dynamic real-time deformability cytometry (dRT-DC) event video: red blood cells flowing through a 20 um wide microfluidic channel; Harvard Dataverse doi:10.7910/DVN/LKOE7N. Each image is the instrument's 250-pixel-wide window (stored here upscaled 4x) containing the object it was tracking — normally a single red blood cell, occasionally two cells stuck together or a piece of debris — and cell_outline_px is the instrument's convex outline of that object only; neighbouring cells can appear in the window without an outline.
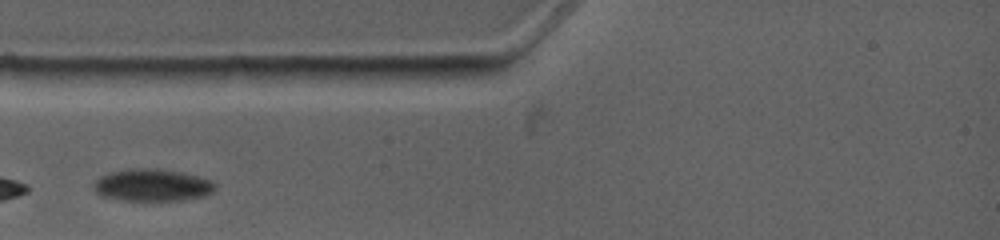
{"species": "common noctule bat (a hibernating species)", "species_latin": "Nyctalus noctula", "temperature_condition": "warm", "stored_images_in_passage": 3, "camera_frame_rate_fps": 4500, "um_per_image_px": 0.085, "animal": {"sex": "female", "body_mass_g": 19.0, "forearm_length_mm": 53.3}, "frame": {"image": 1, "passage_image": 1, "time_ms": 0.0, "image_size_px": [1000, 240], "cell_outline_px": [[216, 188], [212, 192], [204, 196], [184, 200], [124, 200], [100, 196], [96, 192], [96, 180], [100, 176], [108, 172], [128, 168], [156, 168], [184, 172], [212, 180]], "centroid_in_image_um": [12.96, 15.72], "position_along_channel_um": 72.0, "area_um2": 22.89}}
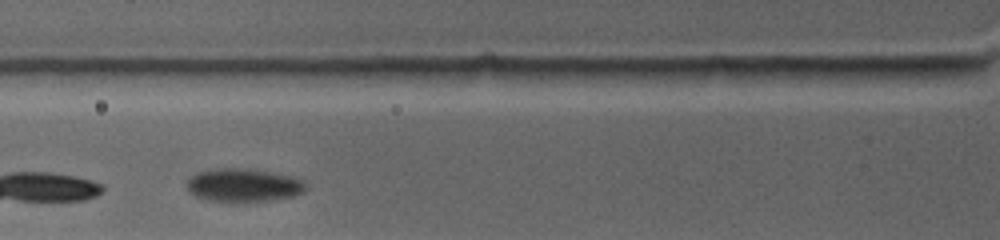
{"frame": {"image": 2, "passage_image": 2, "time_ms": 0.889, "image_size_px": [1000, 240], "cell_outline_px": [[304, 192], [296, 196], [268, 200], [208, 200], [196, 196], [188, 188], [188, 176], [196, 172], [212, 168], [248, 168], [288, 176], [300, 180], [304, 184]], "centroid_in_image_um": [20.64, 15.71], "position_along_channel_um": 105.2, "area_um2": 22.43}}